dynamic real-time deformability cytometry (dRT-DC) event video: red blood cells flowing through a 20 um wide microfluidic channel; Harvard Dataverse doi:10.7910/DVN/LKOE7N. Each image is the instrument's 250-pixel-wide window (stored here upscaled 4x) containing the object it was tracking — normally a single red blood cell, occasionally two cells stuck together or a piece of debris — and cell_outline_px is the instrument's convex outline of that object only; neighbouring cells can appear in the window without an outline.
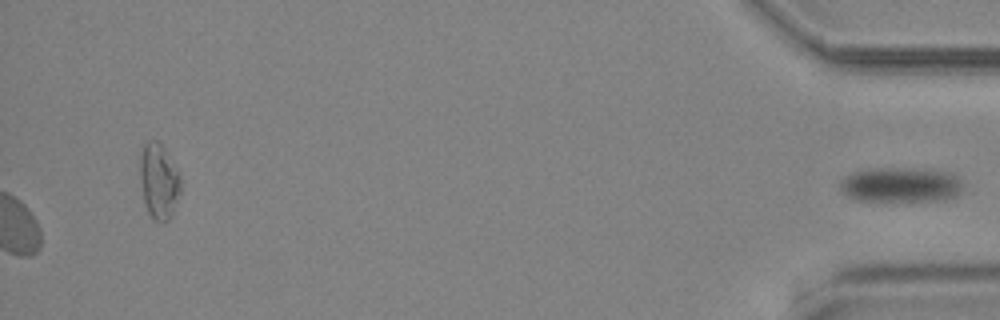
{"species": "common noctule bat (a hibernating species)", "species_latin": "Nyctalus noctula", "temperature_condition": "cold", "stored_images_in_passage": 55, "segment_of_instrument_passage": [2, 2], "camera_frame_rate_fps": 3000, "um_per_image_px": 0.085, "animal": {"sex": "male", "body_mass_g": 19.2, "forearm_length_mm": 51.8}, "frame": {"image": 1, "passage_image": 55, "time_ms": 18.0, "image_size_px": [1000, 320], "cell_outline_px": [[960, 192], [956, 196], [944, 200], [852, 200], [844, 196], [840, 188], [840, 184], [852, 172], [868, 168], [892, 168], [952, 172], [960, 180]], "centroid_in_image_um": [76.51, 15.71], "position_along_channel_um": 358.7, "area_um2": 24.62}}